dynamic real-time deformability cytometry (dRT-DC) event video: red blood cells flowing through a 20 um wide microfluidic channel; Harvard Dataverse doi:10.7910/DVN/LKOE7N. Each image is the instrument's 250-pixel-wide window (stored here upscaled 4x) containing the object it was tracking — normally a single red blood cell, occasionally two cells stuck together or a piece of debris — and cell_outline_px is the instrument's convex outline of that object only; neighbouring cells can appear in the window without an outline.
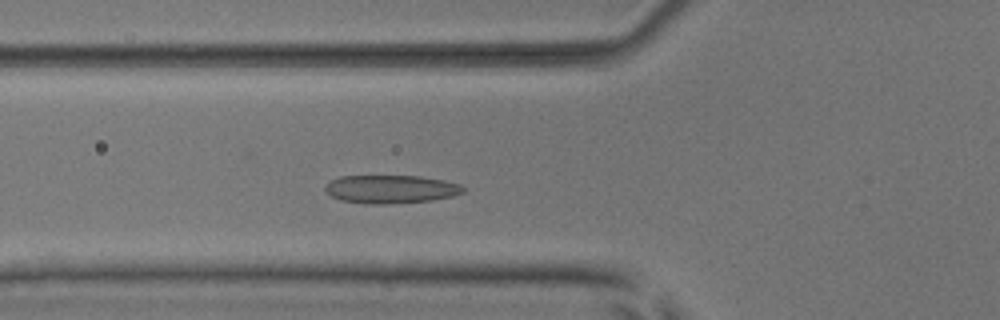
{"species": "common noctule bat (a hibernating species)", "species_latin": "Nyctalus noctula", "temperature_condition": "room temperature", "stored_images_in_passage": 47, "camera_frame_rate_fps": 3000, "um_per_image_px": 0.085, "animal": {"sex": "male", "body_mass_g": 17.9, "forearm_length_mm": 54.2}, "frame": {"image": 1, "passage_image": 14, "time_ms": 4.333, "image_size_px": [1000, 320], "cell_outline_px": [[464, 192], [452, 196], [432, 200], [384, 204], [368, 204], [340, 200], [324, 192], [324, 188], [332, 180], [340, 176], [420, 176], [444, 180], [460, 184], [464, 188]], "centroid_in_image_um": [33.21, 16.08], "position_along_channel_um": 92.6, "area_um2": 22.66}}
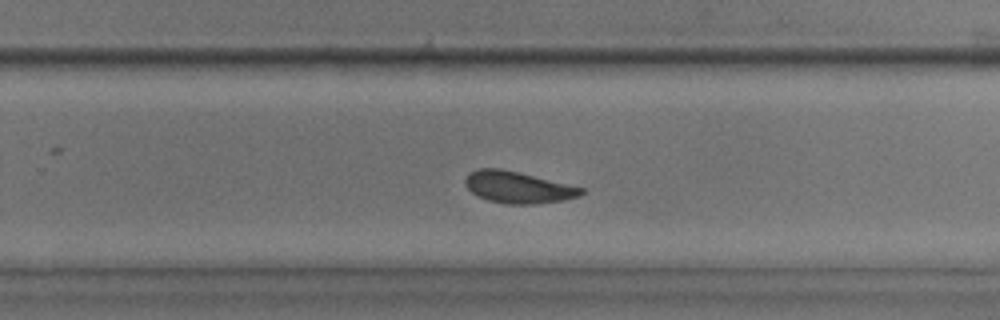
{"frame": {"image": 2, "passage_image": 29, "time_ms": 9.333, "image_size_px": [1000, 320], "cell_outline_px": [[584, 192], [580, 196], [564, 200], [532, 204], [504, 204], [488, 200], [472, 192], [468, 188], [464, 180], [468, 172], [476, 168], [500, 168], [584, 188]], "centroid_in_image_um": [44.0, 15.92], "position_along_channel_um": 285.8, "area_um2": 21.21}}
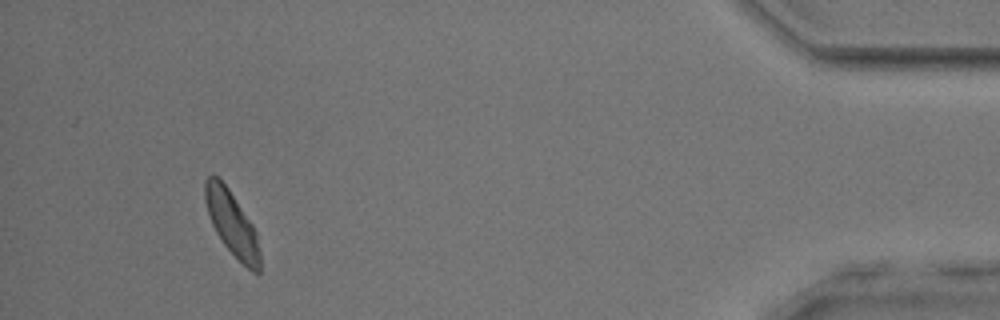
{"frame": {"image": 3, "passage_image": 44, "time_ms": 14.333, "image_size_px": [1000, 320], "cell_outline_px": [[260, 272], [252, 272], [224, 244], [216, 232], [208, 216], [204, 200], [204, 180], [208, 176], [216, 176], [228, 188], [252, 224], [256, 232], [260, 252]], "centroid_in_image_um": [19.69, 18.97], "position_along_channel_um": 415.5, "area_um2": 20.23}, "authors_computed_cell_mechanics": {"area_um2": 21.8484, "velocity_mm_per_s": 3.8788, "shape_relaxation_time_tau1_ms": 3.0197, "shape_relaxation_time_tau2_ms": 1.4592, "deformation_change_tau1": 0.0953, "deformation_change_tau2": 0.074}}